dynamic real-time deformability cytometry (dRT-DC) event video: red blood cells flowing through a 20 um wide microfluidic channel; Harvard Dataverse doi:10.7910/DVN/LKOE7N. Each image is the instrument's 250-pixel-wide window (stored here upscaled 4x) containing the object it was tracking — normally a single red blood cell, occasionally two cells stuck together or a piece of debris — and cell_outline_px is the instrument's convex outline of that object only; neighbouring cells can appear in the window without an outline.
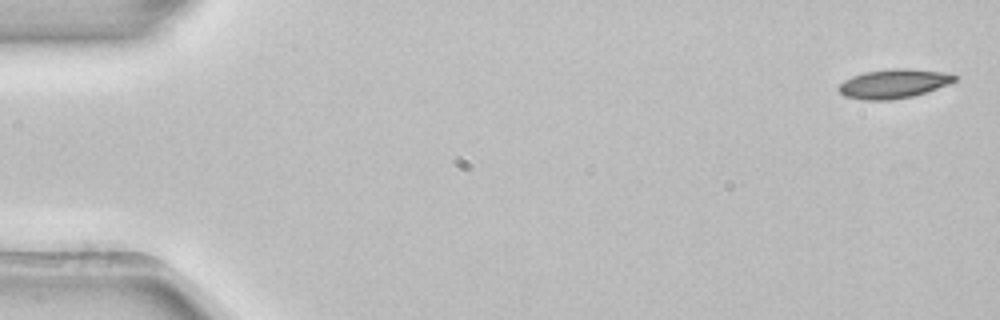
{"species": "common noctule bat (a hibernating species)", "species_latin": "Nyctalus noctula", "temperature_condition": "room temperature", "stored_images_in_passage": 5, "camera_frame_rate_fps": 3000, "um_per_image_px": 0.085, "animal": {"sex": "female", "body_mass_g": 22.7, "forearm_length_mm": 54.2}, "frame": {"image": 1, "passage_image": 1, "time_ms": 0.0, "image_size_px": [1000, 320], "cell_outline_px": [[956, 80], [948, 84], [912, 96], [892, 100], [864, 100], [844, 96], [836, 88], [844, 80], [852, 76], [864, 72], [896, 68], [908, 68], [944, 72], [956, 76]], "centroid_in_image_um": [75.91, 7.11], "position_along_channel_um": 9.1, "area_um2": 19.54}}
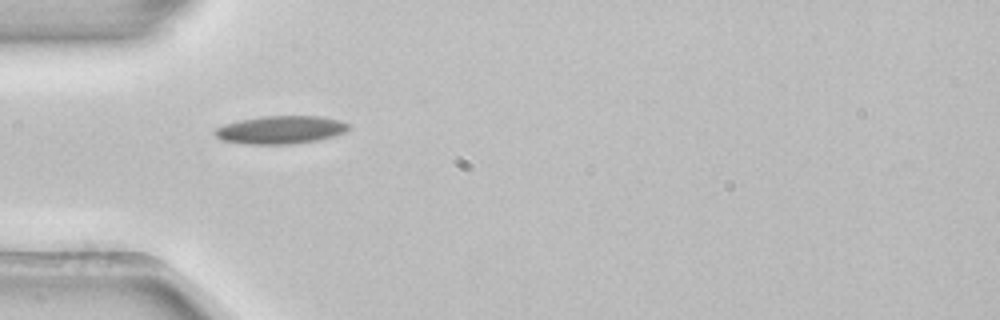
{"frame": {"image": 2, "passage_image": 4, "time_ms": 1.0, "image_size_px": [1000, 320], "cell_outline_px": [[352, 124], [344, 132], [320, 140], [292, 144], [248, 144], [220, 140], [212, 132], [216, 128], [224, 124], [240, 120], [260, 116], [320, 116], [340, 120]], "centroid_in_image_um": [23.84, 11.03], "position_along_channel_um": 61.2, "area_um2": 21.96}}